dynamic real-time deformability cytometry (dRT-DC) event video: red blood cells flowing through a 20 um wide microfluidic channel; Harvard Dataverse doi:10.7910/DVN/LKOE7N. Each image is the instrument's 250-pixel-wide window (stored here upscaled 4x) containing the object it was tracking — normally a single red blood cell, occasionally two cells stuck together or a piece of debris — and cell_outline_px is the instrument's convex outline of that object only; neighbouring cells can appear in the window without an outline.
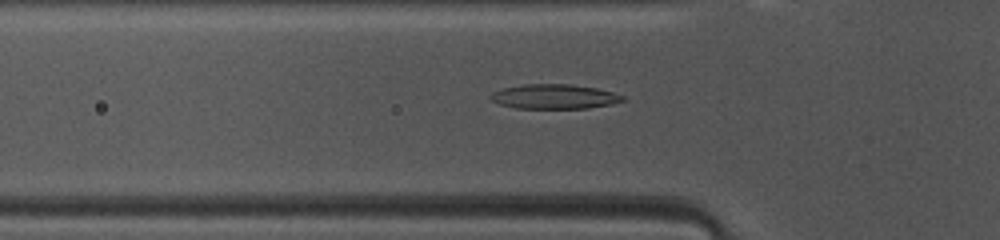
{"species": "common noctule bat (a hibernating species)", "species_latin": "Nyctalus noctula", "temperature_condition": "warm", "stored_images_in_passage": 47, "camera_frame_rate_fps": 3000, "um_per_image_px": 0.085, "animal": {"sex": "female", "body_mass_g": 10.0, "forearm_length_mm": 53.1}, "frame": {"image": 1, "passage_image": 14, "time_ms": 4.333, "image_size_px": [1000, 240], "cell_outline_px": [[624, 100], [612, 104], [588, 108], [516, 108], [500, 104], [492, 100], [488, 96], [492, 92], [504, 88], [524, 84], [568, 84], [596, 88], [612, 92], [624, 96]], "centroid_in_image_um": [47.1, 8.21], "position_along_channel_um": 78.7, "area_um2": 18.79}}
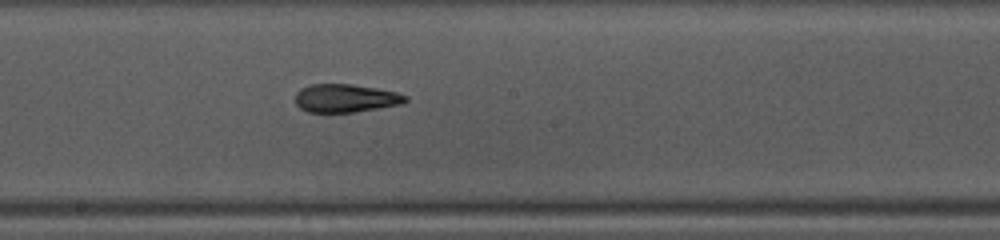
{"frame": {"image": 2, "passage_image": 24, "time_ms": 7.667, "image_size_px": [1000, 240], "cell_outline_px": [[408, 100], [400, 104], [352, 112], [308, 112], [300, 108], [296, 104], [296, 92], [300, 88], [312, 84], [352, 84], [376, 88], [396, 92], [408, 96]], "centroid_in_image_um": [29.35, 8.34], "position_along_channel_um": 218.9, "area_um2": 17.98}}
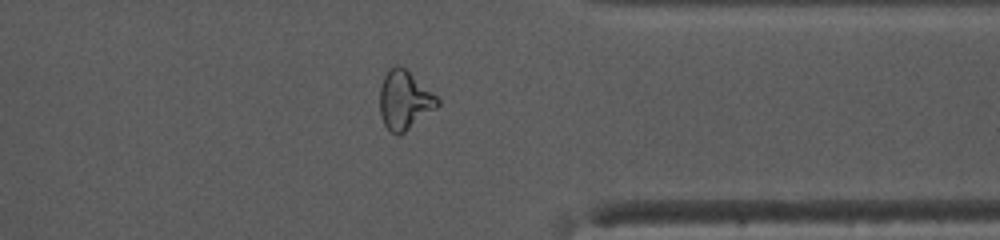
{"frame": {"image": 3, "passage_image": 36, "time_ms": 11.667, "image_size_px": [1000, 240], "cell_outline_px": [[440, 104], [436, 108], [400, 136], [396, 136], [384, 124], [380, 116], [380, 88], [384, 76], [396, 64], [400, 64], [436, 96], [440, 100]], "centroid_in_image_um": [34.37, 8.54], "position_along_channel_um": 377.0, "area_um2": 19.54}, "authors_computed_cell_mechanics": {"area_um2": 19.3052, "velocity_mm_per_s": 4.1616, "shape_relaxation_time_tau1_ms": 7.5245, "shape_relaxation_time_tau2_ms": 1.7806, "deformation_change_tau1": 0.2165, "deformation_change_tau2": 0.0946}}